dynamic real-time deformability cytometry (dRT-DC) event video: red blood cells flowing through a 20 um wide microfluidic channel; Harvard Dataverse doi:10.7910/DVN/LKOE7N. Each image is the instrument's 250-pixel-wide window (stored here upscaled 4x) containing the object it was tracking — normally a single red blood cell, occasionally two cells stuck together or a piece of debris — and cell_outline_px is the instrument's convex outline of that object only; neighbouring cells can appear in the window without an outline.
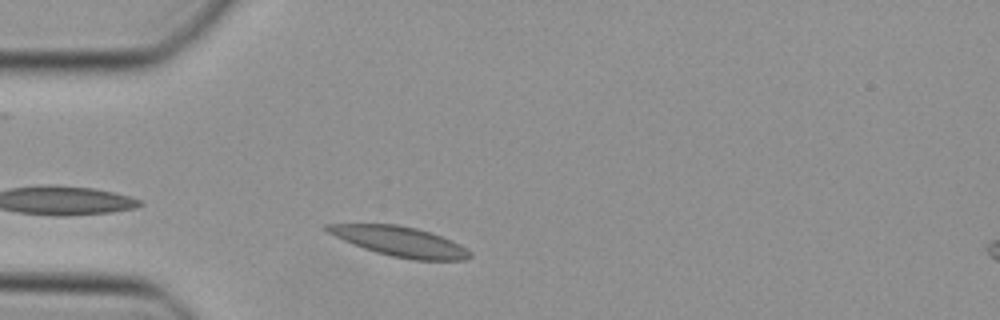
{"species": "Egyptian fruit bat (a non-hibernating species)", "species_latin": "Rousettus aegyptiacus", "temperature_condition": "cold", "stored_images_in_passage": 7, "camera_frame_rate_fps": 3000, "um_per_image_px": 0.085, "animal": {"sex": "female"}, "frame": {"image": 1, "passage_image": 2, "time_ms": 0.333, "image_size_px": [1000, 320], "cell_outline_px": [[472, 256], [464, 260], [412, 260], [392, 256], [376, 252], [364, 248], [344, 240], [328, 232], [324, 228], [324, 224], [396, 224], [416, 228], [440, 236], [460, 244], [472, 252]], "centroid_in_image_um": [34.02, 20.53], "position_along_channel_um": 51.0, "area_um2": 24.51}}
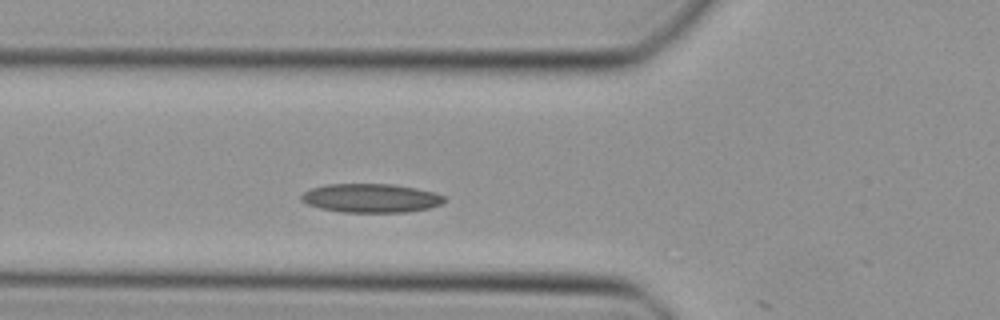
{"frame": {"image": 2, "passage_image": 6, "time_ms": 1.667, "image_size_px": [1000, 320], "cell_outline_px": [[444, 200], [440, 204], [428, 208], [404, 212], [340, 212], [320, 208], [308, 204], [300, 200], [300, 196], [304, 192], [312, 188], [328, 184], [392, 184], [416, 188], [436, 192], [444, 196]], "centroid_in_image_um": [31.51, 16.83], "position_along_channel_um": 94.3, "area_um2": 23.93}}